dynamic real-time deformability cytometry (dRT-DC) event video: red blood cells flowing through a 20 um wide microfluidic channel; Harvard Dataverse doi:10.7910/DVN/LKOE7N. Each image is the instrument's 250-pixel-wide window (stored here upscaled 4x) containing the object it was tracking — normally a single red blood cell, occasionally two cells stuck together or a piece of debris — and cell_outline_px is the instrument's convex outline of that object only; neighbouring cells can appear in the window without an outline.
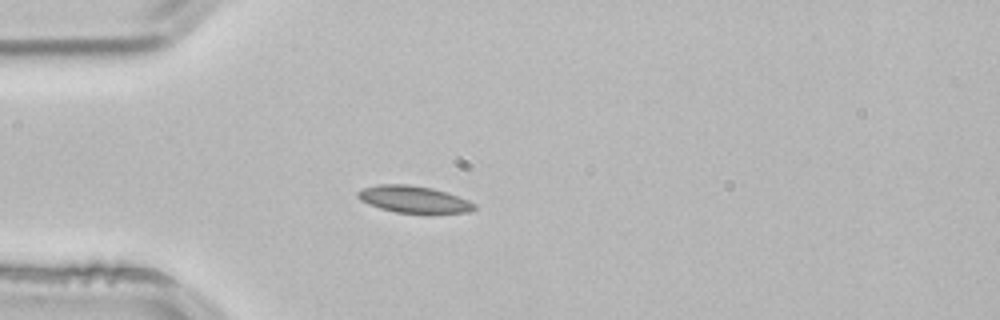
{"species": "common noctule bat (a hibernating species)", "species_latin": "Nyctalus noctula", "temperature_condition": "room temperature", "stored_images_in_passage": 1, "camera_frame_rate_fps": 3000, "um_per_image_px": 0.085, "animal": {"sex": "male", "body_mass_g": 21.5, "forearm_length_mm": 52.0}, "frame": {"image": 1, "passage_image": 1, "time_ms": 0.0, "image_size_px": [1000, 320], "cell_outline_px": [[476, 208], [468, 212], [396, 212], [380, 208], [368, 204], [360, 200], [356, 196], [356, 192], [364, 188], [380, 184], [408, 184], [432, 188], [468, 200], [476, 204]], "centroid_in_image_um": [35.11, 16.93], "position_along_channel_um": 49.9, "area_um2": 17.86}}